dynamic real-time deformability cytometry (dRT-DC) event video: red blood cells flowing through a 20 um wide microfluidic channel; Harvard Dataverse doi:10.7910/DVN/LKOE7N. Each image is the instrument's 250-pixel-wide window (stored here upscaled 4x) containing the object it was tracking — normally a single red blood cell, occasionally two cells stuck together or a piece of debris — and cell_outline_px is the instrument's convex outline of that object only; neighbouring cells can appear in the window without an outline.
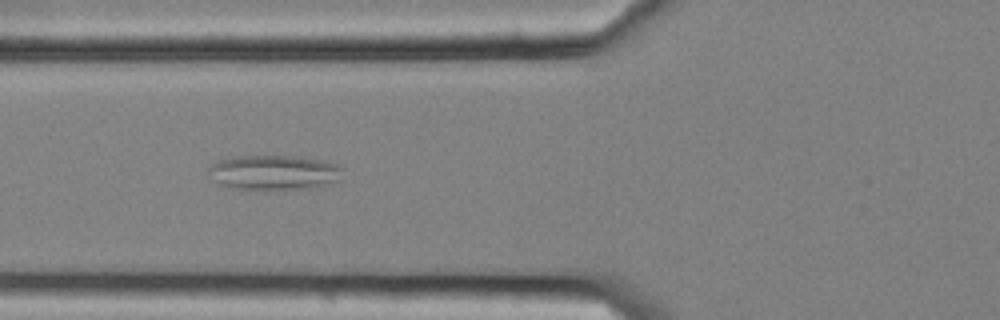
{"species": "common noctule bat (a hibernating species)", "species_latin": "Nyctalus noctula", "temperature_condition": "cold", "stored_images_in_passage": 32, "camera_frame_rate_fps": 3000, "um_per_image_px": 0.085, "animal": {"sex": "female", "body_mass_g": 25.1}, "frame": {"image": 1, "passage_image": 22, "time_ms": 7.0, "image_size_px": [1000, 320], "cell_outline_px": [[344, 168], [340, 180], [332, 184], [308, 188], [264, 192], [260, 192], [236, 188], [220, 184], [208, 172], [208, 168], [216, 160], [236, 156], [292, 156], [316, 160], [336, 164]], "centroid_in_image_um": [23.3, 14.7], "position_along_channel_um": 102.5, "area_um2": 27.8}}